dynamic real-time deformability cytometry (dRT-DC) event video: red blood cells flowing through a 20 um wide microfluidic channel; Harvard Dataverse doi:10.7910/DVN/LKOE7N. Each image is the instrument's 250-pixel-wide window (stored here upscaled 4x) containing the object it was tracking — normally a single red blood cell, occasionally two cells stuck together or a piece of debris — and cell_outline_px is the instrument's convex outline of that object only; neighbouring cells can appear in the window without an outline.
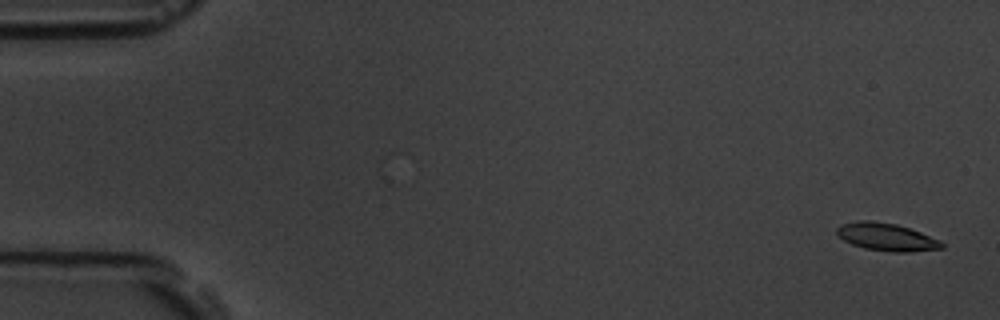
{"species": "common noctule bat (a hibernating species)", "species_latin": "Nyctalus noctula", "temperature_condition": "room temperature", "stored_images_in_passage": 6, "camera_frame_rate_fps": 3000, "um_per_image_px": 0.085, "animal": {"sex": "male", "body_mass_g": 19.5, "forearm_length_mm": 54.6}, "frame": {"image": 1, "passage_image": 1, "time_ms": 0.0, "image_size_px": [1000, 320], "cell_outline_px": [[944, 248], [908, 252], [892, 252], [864, 248], [852, 244], [844, 240], [836, 232], [836, 228], [840, 224], [860, 220], [868, 220], [896, 224], [920, 232], [940, 240], [944, 244]], "centroid_in_image_um": [75.35, 20.14], "position_along_channel_um": 9.7, "area_um2": 16.82}}
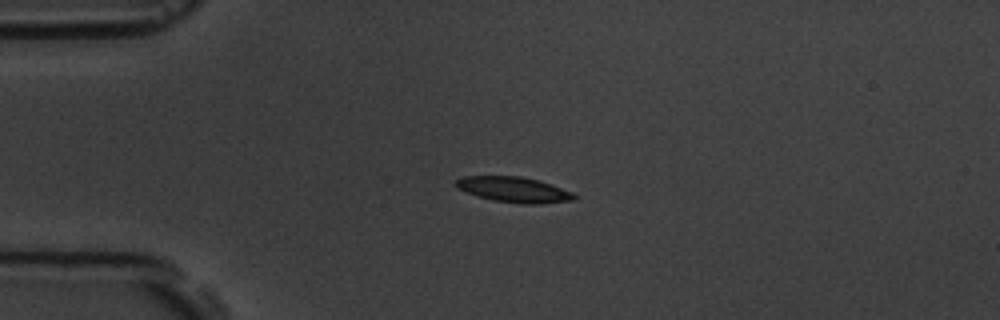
{"frame": {"image": 2, "passage_image": 4, "time_ms": 4.0, "image_size_px": [1000, 320], "cell_outline_px": [[576, 200], [540, 204], [520, 204], [492, 200], [476, 196], [456, 188], [452, 184], [456, 180], [464, 176], [520, 176], [536, 180], [572, 192], [576, 196]], "centroid_in_image_um": [43.62, 16.13], "position_along_channel_um": 41.4, "area_um2": 17.57}}
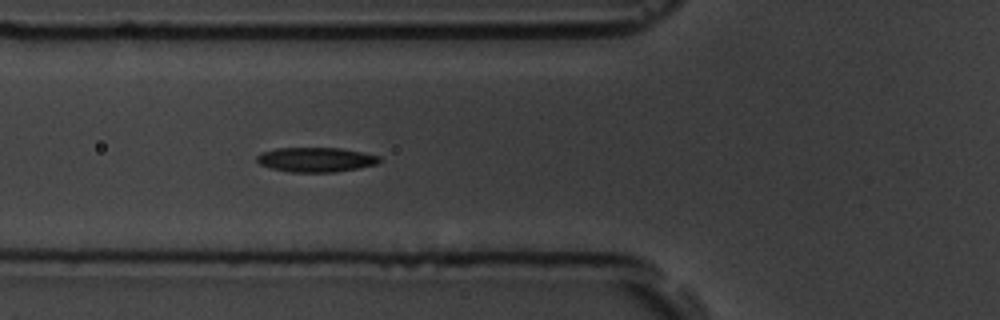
{"frame": {"image": 3, "passage_image": 6, "time_ms": 6.333, "image_size_px": [1000, 320], "cell_outline_px": [[380, 160], [376, 164], [336, 172], [288, 172], [272, 168], [260, 164], [256, 160], [256, 156], [260, 152], [276, 148], [340, 148], [380, 156]], "centroid_in_image_um": [26.79, 13.57], "position_along_channel_um": 99.0, "area_um2": 17.46}}